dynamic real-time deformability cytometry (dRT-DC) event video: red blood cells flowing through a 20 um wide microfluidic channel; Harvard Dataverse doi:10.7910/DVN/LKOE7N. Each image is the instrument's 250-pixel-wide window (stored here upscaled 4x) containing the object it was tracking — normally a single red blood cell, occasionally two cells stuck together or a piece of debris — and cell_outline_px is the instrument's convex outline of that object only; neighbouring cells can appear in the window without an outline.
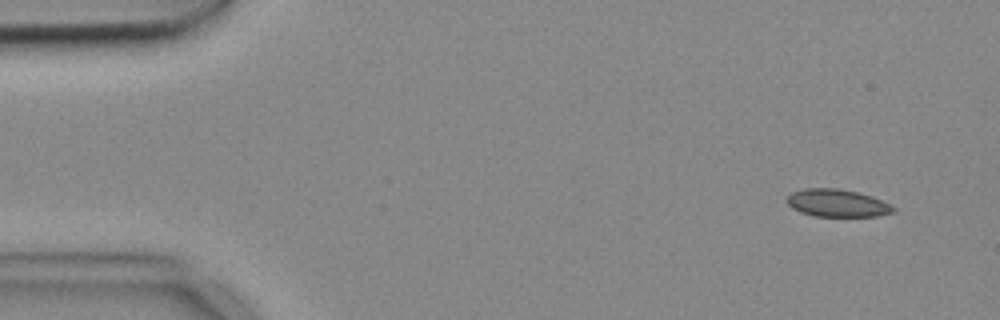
{"species": "common noctule bat (a hibernating species)", "species_latin": "Nyctalus noctula", "temperature_condition": "cold", "stored_images_in_passage": 6, "camera_frame_rate_fps": 3000, "um_per_image_px": 0.085, "animal": {"sex": "female", "body_mass_g": 18.4}, "frame": {"image": 1, "passage_image": 1, "time_ms": 0.0, "image_size_px": [1000, 320], "cell_outline_px": [[896, 212], [876, 216], [816, 216], [800, 212], [792, 208], [784, 200], [792, 192], [804, 188], [840, 188], [872, 196], [896, 208]], "centroid_in_image_um": [71.14, 17.26], "position_along_channel_um": 13.9, "area_um2": 17.11}}
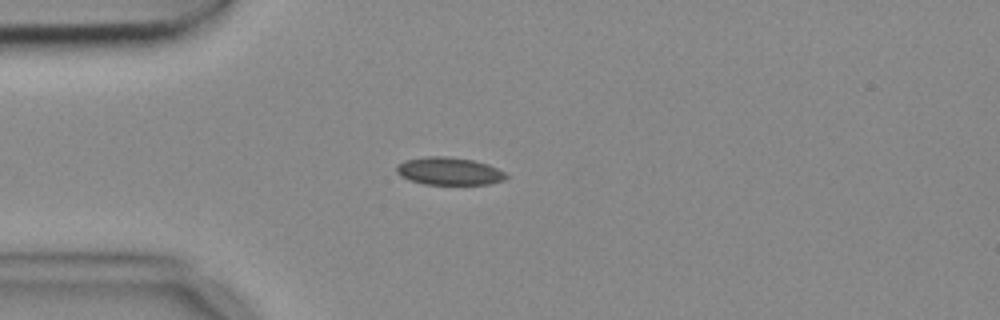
{"frame": {"image": 2, "passage_image": 3, "time_ms": 0.667, "image_size_px": [1000, 320], "cell_outline_px": [[508, 176], [504, 180], [488, 184], [424, 184], [400, 176], [396, 172], [396, 164], [404, 160], [424, 156], [448, 156], [472, 160], [488, 164], [504, 172]], "centroid_in_image_um": [38.14, 14.53], "position_along_channel_um": 46.9, "area_um2": 17.69}}
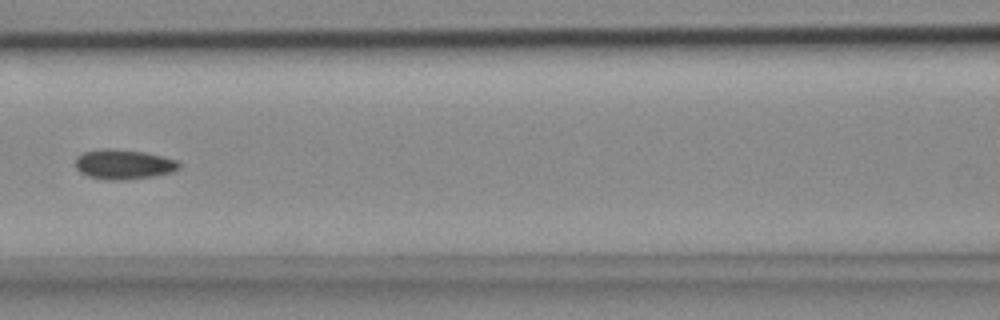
{"frame": {"image": 3, "passage_image": 6, "time_ms": 1.667, "image_size_px": [1000, 320], "cell_outline_px": [[180, 168], [172, 172], [152, 176], [124, 180], [108, 180], [88, 176], [80, 172], [76, 168], [76, 156], [84, 152], [100, 148], [112, 148], [144, 152], [176, 160], [180, 164]], "centroid_in_image_um": [10.47, 13.96], "position_along_channel_um": 156.1, "area_um2": 17.98}}